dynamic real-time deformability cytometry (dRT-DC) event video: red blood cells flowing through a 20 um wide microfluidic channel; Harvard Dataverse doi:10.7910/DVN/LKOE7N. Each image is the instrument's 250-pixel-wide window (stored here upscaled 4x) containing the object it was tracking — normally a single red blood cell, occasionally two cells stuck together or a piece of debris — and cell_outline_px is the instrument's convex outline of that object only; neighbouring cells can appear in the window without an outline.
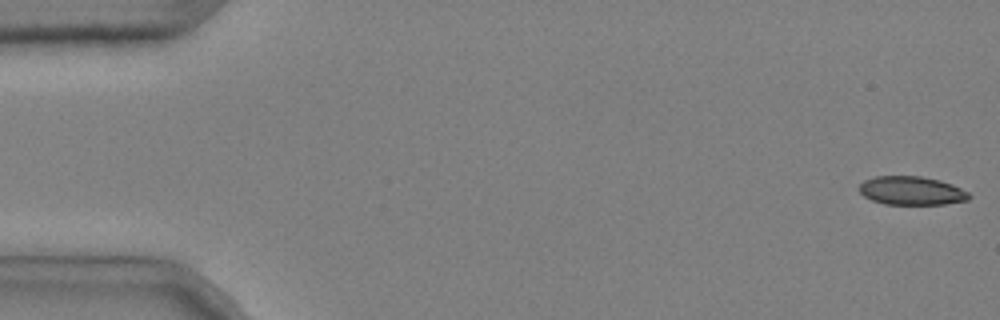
{"species": "common noctule bat (a hibernating species)", "species_latin": "Nyctalus noctula", "temperature_condition": "cold", "stored_images_in_passage": 52, "camera_frame_rate_fps": 3000, "um_per_image_px": 0.085, "animal": {"sex": "male", "body_mass_g": 20.4}, "frame": {"image": 1, "passage_image": 1, "time_ms": 0.0, "image_size_px": [1000, 320], "cell_outline_px": [[972, 196], [968, 200], [944, 204], [884, 204], [872, 200], [864, 196], [860, 192], [860, 184], [864, 180], [876, 176], [920, 176], [940, 180], [952, 184], [968, 192]], "centroid_in_image_um": [77.49, 16.21], "position_along_channel_um": 7.5, "area_um2": 18.26}}
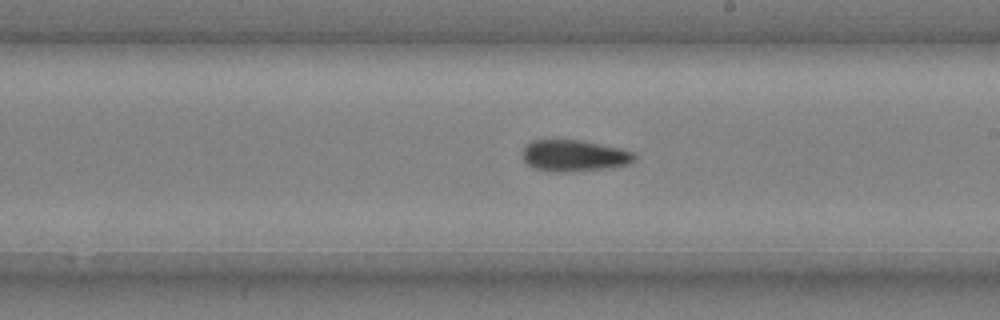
{"frame": {"image": 2, "passage_image": 31, "time_ms": 10.0, "image_size_px": [1000, 320], "cell_outline_px": [[636, 160], [632, 164], [612, 168], [568, 172], [552, 172], [532, 168], [524, 160], [520, 152], [532, 140], [580, 140], [620, 148], [636, 152]], "centroid_in_image_um": [48.85, 13.25], "position_along_channel_um": 240.2, "area_um2": 20.98}}
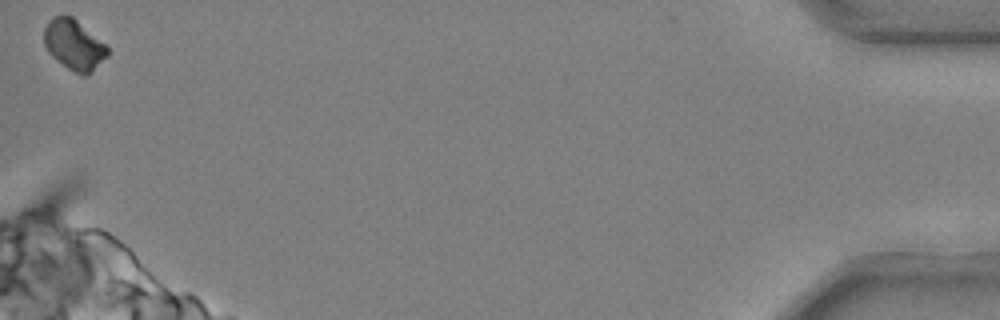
{"frame": {"image": 3, "passage_image": 52, "time_ms": 17.0, "image_size_px": [1000, 320], "cell_outline_px": [[108, 56], [88, 76], [84, 76], [68, 68], [56, 60], [48, 52], [44, 44], [44, 28], [48, 20], [52, 16], [72, 16], [104, 44], [108, 48]], "centroid_in_image_um": [6.27, 3.82], "position_along_channel_um": 428.9, "area_um2": 18.44}, "authors_computed_cell_mechanics": {"area_um2": 20.2589, "velocity_mm_per_s": 3.6914, "shape_relaxation_time_tau1_ms": 6.3655, "shape_relaxation_time_tau2_ms": null, "deformation_change_tau1": 0.1506, "deformation_change_tau2": null}}